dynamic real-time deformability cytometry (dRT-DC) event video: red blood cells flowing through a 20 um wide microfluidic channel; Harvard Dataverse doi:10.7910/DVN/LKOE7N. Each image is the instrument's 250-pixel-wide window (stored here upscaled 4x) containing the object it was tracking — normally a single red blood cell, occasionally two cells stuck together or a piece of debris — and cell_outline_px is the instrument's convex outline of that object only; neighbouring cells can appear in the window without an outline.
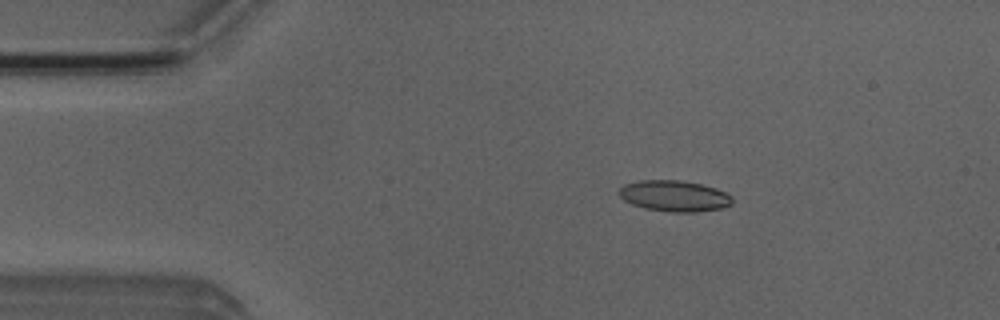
{"species": "Egyptian fruit bat (a non-hibernating species)", "species_latin": "Rousettus aegyptiacus", "temperature_condition": "room temperature", "stored_images_in_passage": 38, "camera_frame_rate_fps": 3000, "um_per_image_px": 0.085, "animal": {"sex": "male"}, "frame": {"image": 1, "passage_image": 9, "time_ms": 2.667, "image_size_px": [1000, 320], "cell_outline_px": [[732, 204], [720, 208], [696, 212], [672, 212], [644, 208], [632, 204], [624, 200], [616, 192], [624, 184], [640, 180], [680, 180], [700, 184], [716, 188], [732, 196]], "centroid_in_image_um": [57.29, 16.65], "position_along_channel_um": 27.7, "area_um2": 20.46}}
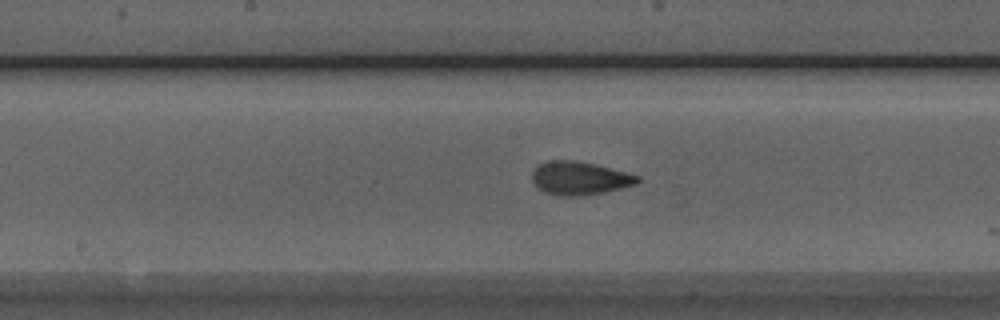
{"frame": {"image": 2, "passage_image": 26, "time_ms": 8.333, "image_size_px": [1000, 320], "cell_outline_px": [[640, 180], [636, 184], [604, 192], [584, 196], [556, 196], [544, 192], [532, 180], [532, 172], [540, 164], [548, 160], [572, 160], [596, 164], [640, 176]], "centroid_in_image_um": [49.26, 15.15], "position_along_channel_um": 198.9, "area_um2": 20.4}}
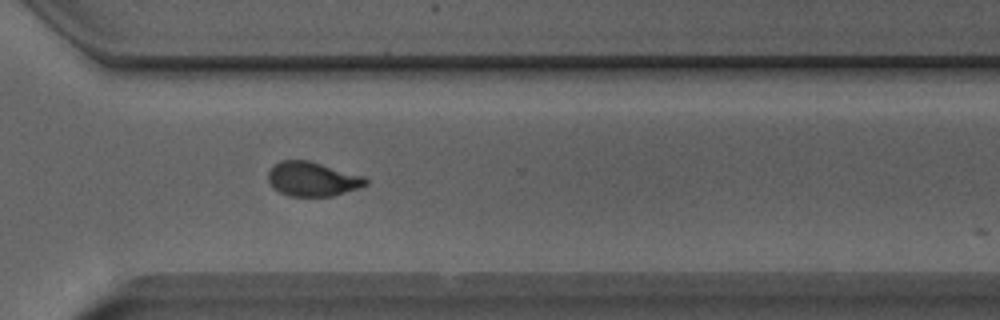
{"frame": {"image": 3, "passage_image": 37, "time_ms": 12.0, "image_size_px": [1000, 320], "cell_outline_px": [[368, 184], [360, 188], [332, 196], [288, 196], [280, 192], [268, 180], [268, 172], [272, 164], [280, 160], [308, 160], [364, 176], [368, 180]], "centroid_in_image_um": [26.56, 15.21], "position_along_channel_um": 344.0, "area_um2": 19.54}}